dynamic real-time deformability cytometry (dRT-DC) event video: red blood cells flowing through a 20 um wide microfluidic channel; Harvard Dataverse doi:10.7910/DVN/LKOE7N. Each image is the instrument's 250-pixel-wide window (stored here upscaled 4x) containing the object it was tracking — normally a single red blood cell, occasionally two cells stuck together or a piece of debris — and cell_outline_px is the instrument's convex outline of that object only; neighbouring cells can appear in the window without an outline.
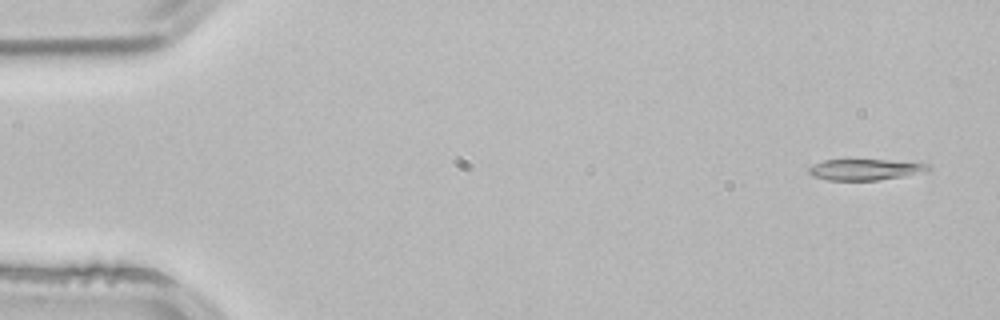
{"species": "common noctule bat (a hibernating species)", "species_latin": "Nyctalus noctula", "temperature_condition": "room temperature", "stored_images_in_passage": 3, "camera_frame_rate_fps": 3000, "um_per_image_px": 0.085, "animal": {"sex": "male", "body_mass_g": 21.5, "forearm_length_mm": 52.0}, "frame": {"image": 1, "passage_image": 1, "time_ms": 0.0, "image_size_px": [1000, 320], "cell_outline_px": [[932, 168], [900, 176], [880, 180], [828, 180], [812, 176], [808, 172], [808, 168], [824, 160], [888, 160], [928, 164]], "centroid_in_image_um": [73.44, 14.41], "position_along_channel_um": 11.6, "area_um2": 14.16}}
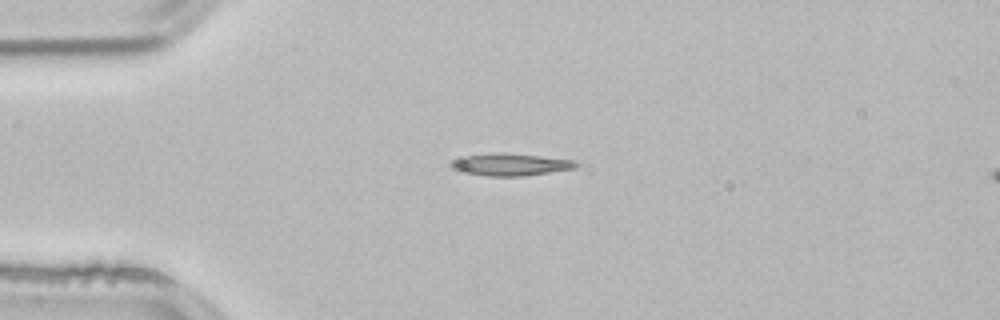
{"frame": {"image": 2, "passage_image": 3, "time_ms": 0.667, "image_size_px": [1000, 320], "cell_outline_px": [[580, 164], [576, 168], [524, 176], [488, 176], [456, 172], [448, 164], [452, 160], [464, 156], [500, 152], [504, 152], [540, 156], [572, 160]], "centroid_in_image_um": [43.32, 13.99], "position_along_channel_um": 41.7, "area_um2": 16.36}}